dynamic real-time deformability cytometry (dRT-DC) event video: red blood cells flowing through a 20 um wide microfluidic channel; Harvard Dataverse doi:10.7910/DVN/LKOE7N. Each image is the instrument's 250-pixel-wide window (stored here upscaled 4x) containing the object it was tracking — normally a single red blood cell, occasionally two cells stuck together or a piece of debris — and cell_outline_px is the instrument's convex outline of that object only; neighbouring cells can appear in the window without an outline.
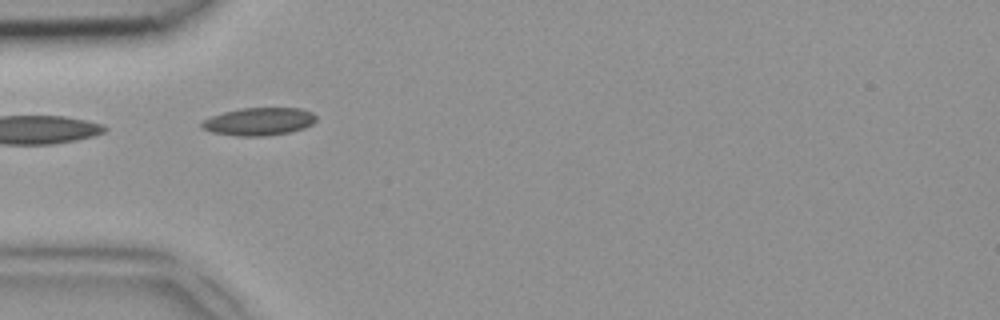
{"species": "common noctule bat (a hibernating species)", "species_latin": "Nyctalus noctula", "temperature_condition": "room temperature", "stored_images_in_passage": 6, "camera_frame_rate_fps": 3000, "um_per_image_px": 0.085, "animal": {"sex": "female", "body_mass_g": 18.4}, "frame": {"image": 1, "passage_image": 1, "time_ms": 0.0, "image_size_px": [1000, 320], "cell_outline_px": [[316, 120], [312, 124], [304, 128], [288, 132], [264, 136], [236, 136], [212, 132], [200, 128], [200, 124], [204, 120], [212, 116], [224, 112], [240, 108], [300, 108], [312, 112], [316, 116]], "centroid_in_image_um": [22.0, 10.33], "position_along_channel_um": 63.0, "area_um2": 18.5}}